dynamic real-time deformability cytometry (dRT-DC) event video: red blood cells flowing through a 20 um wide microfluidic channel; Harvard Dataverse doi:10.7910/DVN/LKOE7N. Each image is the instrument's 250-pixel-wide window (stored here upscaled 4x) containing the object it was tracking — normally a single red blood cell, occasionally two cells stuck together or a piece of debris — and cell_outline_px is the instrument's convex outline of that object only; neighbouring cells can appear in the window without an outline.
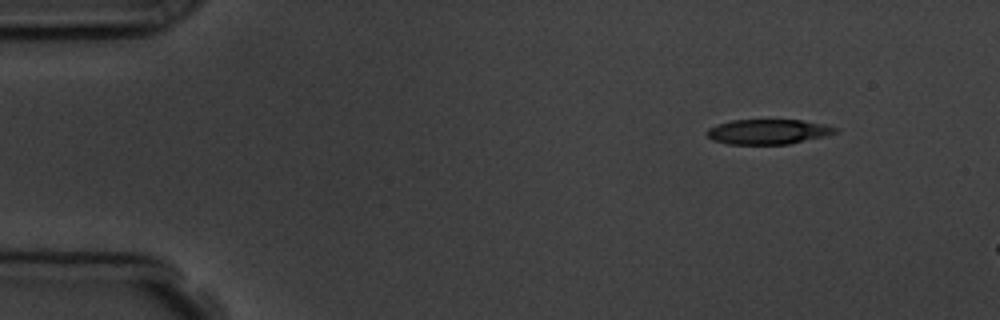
{"species": "common noctule bat (a hibernating species)", "species_latin": "Nyctalus noctula", "temperature_condition": "room temperature", "stored_images_in_passage": 3, "camera_frame_rate_fps": 3000, "um_per_image_px": 0.085, "animal": {"sex": "male", "body_mass_g": 19.5, "forearm_length_mm": 54.6}, "frame": {"image": 1, "passage_image": 1, "time_ms": 0.0, "image_size_px": [1000, 320], "cell_outline_px": [[836, 132], [824, 136], [788, 144], [728, 144], [712, 140], [704, 132], [708, 128], [716, 124], [732, 120], [800, 120], [824, 124], [836, 128]], "centroid_in_image_um": [65.21, 11.19], "position_along_channel_um": 19.8, "area_um2": 18.55}}